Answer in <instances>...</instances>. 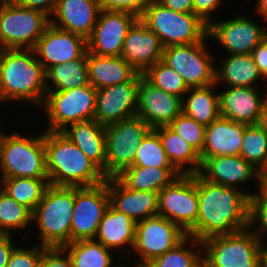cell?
Masks as SVG:
<instances>
[{
    "label": "cell",
    "mask_w": 267,
    "mask_h": 267,
    "mask_svg": "<svg viewBox=\"0 0 267 267\" xmlns=\"http://www.w3.org/2000/svg\"><path fill=\"white\" fill-rule=\"evenodd\" d=\"M250 194L208 181L198 172V216L187 235L200 245L209 237L247 229Z\"/></svg>",
    "instance_id": "6da1fadb"
},
{
    "label": "cell",
    "mask_w": 267,
    "mask_h": 267,
    "mask_svg": "<svg viewBox=\"0 0 267 267\" xmlns=\"http://www.w3.org/2000/svg\"><path fill=\"white\" fill-rule=\"evenodd\" d=\"M44 146L50 185L86 187L106 180L102 170L61 131H47Z\"/></svg>",
    "instance_id": "7a4b0ae2"
},
{
    "label": "cell",
    "mask_w": 267,
    "mask_h": 267,
    "mask_svg": "<svg viewBox=\"0 0 267 267\" xmlns=\"http://www.w3.org/2000/svg\"><path fill=\"white\" fill-rule=\"evenodd\" d=\"M30 52L35 54L34 49H3L0 56V101L13 99L44 103L49 89L45 70Z\"/></svg>",
    "instance_id": "3957f363"
},
{
    "label": "cell",
    "mask_w": 267,
    "mask_h": 267,
    "mask_svg": "<svg viewBox=\"0 0 267 267\" xmlns=\"http://www.w3.org/2000/svg\"><path fill=\"white\" fill-rule=\"evenodd\" d=\"M74 187L49 185L32 213L41 231L42 246L62 248L71 242Z\"/></svg>",
    "instance_id": "277c9868"
},
{
    "label": "cell",
    "mask_w": 267,
    "mask_h": 267,
    "mask_svg": "<svg viewBox=\"0 0 267 267\" xmlns=\"http://www.w3.org/2000/svg\"><path fill=\"white\" fill-rule=\"evenodd\" d=\"M140 20L155 32L163 47L186 45L205 40L208 24L194 13H181L151 0Z\"/></svg>",
    "instance_id": "5b68a950"
},
{
    "label": "cell",
    "mask_w": 267,
    "mask_h": 267,
    "mask_svg": "<svg viewBox=\"0 0 267 267\" xmlns=\"http://www.w3.org/2000/svg\"><path fill=\"white\" fill-rule=\"evenodd\" d=\"M0 164L3 179H49L46 171L44 134L29 139L18 134L1 135Z\"/></svg>",
    "instance_id": "8992f818"
},
{
    "label": "cell",
    "mask_w": 267,
    "mask_h": 267,
    "mask_svg": "<svg viewBox=\"0 0 267 267\" xmlns=\"http://www.w3.org/2000/svg\"><path fill=\"white\" fill-rule=\"evenodd\" d=\"M50 24L48 15L24 8L12 0H0V44L4 49H33Z\"/></svg>",
    "instance_id": "52a82bcc"
},
{
    "label": "cell",
    "mask_w": 267,
    "mask_h": 267,
    "mask_svg": "<svg viewBox=\"0 0 267 267\" xmlns=\"http://www.w3.org/2000/svg\"><path fill=\"white\" fill-rule=\"evenodd\" d=\"M151 130L137 115L105 126L106 178L116 177L133 165L139 145Z\"/></svg>",
    "instance_id": "ba28073f"
},
{
    "label": "cell",
    "mask_w": 267,
    "mask_h": 267,
    "mask_svg": "<svg viewBox=\"0 0 267 267\" xmlns=\"http://www.w3.org/2000/svg\"><path fill=\"white\" fill-rule=\"evenodd\" d=\"M260 233L244 230L202 241L207 255L204 267H259Z\"/></svg>",
    "instance_id": "9c48e42d"
},
{
    "label": "cell",
    "mask_w": 267,
    "mask_h": 267,
    "mask_svg": "<svg viewBox=\"0 0 267 267\" xmlns=\"http://www.w3.org/2000/svg\"><path fill=\"white\" fill-rule=\"evenodd\" d=\"M47 91L43 105L51 123L48 131H63L68 123L94 119L97 89L91 84L62 91Z\"/></svg>",
    "instance_id": "30bf717a"
},
{
    "label": "cell",
    "mask_w": 267,
    "mask_h": 267,
    "mask_svg": "<svg viewBox=\"0 0 267 267\" xmlns=\"http://www.w3.org/2000/svg\"><path fill=\"white\" fill-rule=\"evenodd\" d=\"M198 206V173L181 174L158 193V216L186 234L196 225Z\"/></svg>",
    "instance_id": "8fae6325"
},
{
    "label": "cell",
    "mask_w": 267,
    "mask_h": 267,
    "mask_svg": "<svg viewBox=\"0 0 267 267\" xmlns=\"http://www.w3.org/2000/svg\"><path fill=\"white\" fill-rule=\"evenodd\" d=\"M109 206L107 178L99 185L74 187L71 242L95 239L99 224Z\"/></svg>",
    "instance_id": "7c38bea8"
},
{
    "label": "cell",
    "mask_w": 267,
    "mask_h": 267,
    "mask_svg": "<svg viewBox=\"0 0 267 267\" xmlns=\"http://www.w3.org/2000/svg\"><path fill=\"white\" fill-rule=\"evenodd\" d=\"M203 42L172 45L163 50L162 61L179 73L189 88L215 85L212 57Z\"/></svg>",
    "instance_id": "4fadbf2b"
},
{
    "label": "cell",
    "mask_w": 267,
    "mask_h": 267,
    "mask_svg": "<svg viewBox=\"0 0 267 267\" xmlns=\"http://www.w3.org/2000/svg\"><path fill=\"white\" fill-rule=\"evenodd\" d=\"M187 234L176 224L161 216L136 222L134 249L140 252L142 264H148L181 242Z\"/></svg>",
    "instance_id": "5bb4252c"
},
{
    "label": "cell",
    "mask_w": 267,
    "mask_h": 267,
    "mask_svg": "<svg viewBox=\"0 0 267 267\" xmlns=\"http://www.w3.org/2000/svg\"><path fill=\"white\" fill-rule=\"evenodd\" d=\"M87 39V52L98 56L119 57L128 30L139 19L127 11H104Z\"/></svg>",
    "instance_id": "9a60e30c"
},
{
    "label": "cell",
    "mask_w": 267,
    "mask_h": 267,
    "mask_svg": "<svg viewBox=\"0 0 267 267\" xmlns=\"http://www.w3.org/2000/svg\"><path fill=\"white\" fill-rule=\"evenodd\" d=\"M142 77L143 74L138 73L131 81L98 89L94 119L108 126L136 116L138 87Z\"/></svg>",
    "instance_id": "2e32d148"
},
{
    "label": "cell",
    "mask_w": 267,
    "mask_h": 267,
    "mask_svg": "<svg viewBox=\"0 0 267 267\" xmlns=\"http://www.w3.org/2000/svg\"><path fill=\"white\" fill-rule=\"evenodd\" d=\"M33 49L46 71L53 65L81 58L87 52V40L50 23Z\"/></svg>",
    "instance_id": "e0dca14e"
},
{
    "label": "cell",
    "mask_w": 267,
    "mask_h": 267,
    "mask_svg": "<svg viewBox=\"0 0 267 267\" xmlns=\"http://www.w3.org/2000/svg\"><path fill=\"white\" fill-rule=\"evenodd\" d=\"M137 99L136 115L152 129L168 126L182 112L180 97L153 86L144 77L139 82Z\"/></svg>",
    "instance_id": "ac0fdd59"
},
{
    "label": "cell",
    "mask_w": 267,
    "mask_h": 267,
    "mask_svg": "<svg viewBox=\"0 0 267 267\" xmlns=\"http://www.w3.org/2000/svg\"><path fill=\"white\" fill-rule=\"evenodd\" d=\"M258 26L245 17L222 23L210 22L208 36H214L234 55H248L267 37V31Z\"/></svg>",
    "instance_id": "d6986e66"
},
{
    "label": "cell",
    "mask_w": 267,
    "mask_h": 267,
    "mask_svg": "<svg viewBox=\"0 0 267 267\" xmlns=\"http://www.w3.org/2000/svg\"><path fill=\"white\" fill-rule=\"evenodd\" d=\"M164 47L158 35L150 30L140 18L128 30L121 57L138 73H144L157 61L162 60Z\"/></svg>",
    "instance_id": "ffe728a7"
},
{
    "label": "cell",
    "mask_w": 267,
    "mask_h": 267,
    "mask_svg": "<svg viewBox=\"0 0 267 267\" xmlns=\"http://www.w3.org/2000/svg\"><path fill=\"white\" fill-rule=\"evenodd\" d=\"M107 191L110 205L135 222L158 215V192L131 190L117 177L107 178Z\"/></svg>",
    "instance_id": "44dd1931"
},
{
    "label": "cell",
    "mask_w": 267,
    "mask_h": 267,
    "mask_svg": "<svg viewBox=\"0 0 267 267\" xmlns=\"http://www.w3.org/2000/svg\"><path fill=\"white\" fill-rule=\"evenodd\" d=\"M247 124L219 117L206 126L201 163L216 156H239Z\"/></svg>",
    "instance_id": "7402d4cb"
},
{
    "label": "cell",
    "mask_w": 267,
    "mask_h": 267,
    "mask_svg": "<svg viewBox=\"0 0 267 267\" xmlns=\"http://www.w3.org/2000/svg\"><path fill=\"white\" fill-rule=\"evenodd\" d=\"M100 11L98 0H58L54 14L61 23L59 25L55 20L50 23L87 40L93 32L97 22L96 15Z\"/></svg>",
    "instance_id": "603a6c76"
},
{
    "label": "cell",
    "mask_w": 267,
    "mask_h": 267,
    "mask_svg": "<svg viewBox=\"0 0 267 267\" xmlns=\"http://www.w3.org/2000/svg\"><path fill=\"white\" fill-rule=\"evenodd\" d=\"M253 87H231L219 95L221 117L247 125L257 124L265 100Z\"/></svg>",
    "instance_id": "cb8c5ba5"
},
{
    "label": "cell",
    "mask_w": 267,
    "mask_h": 267,
    "mask_svg": "<svg viewBox=\"0 0 267 267\" xmlns=\"http://www.w3.org/2000/svg\"><path fill=\"white\" fill-rule=\"evenodd\" d=\"M199 173L208 181L227 187H234L236 183L252 179L254 173L258 177L257 169L240 155L207 158L202 163Z\"/></svg>",
    "instance_id": "d4e9b609"
},
{
    "label": "cell",
    "mask_w": 267,
    "mask_h": 267,
    "mask_svg": "<svg viewBox=\"0 0 267 267\" xmlns=\"http://www.w3.org/2000/svg\"><path fill=\"white\" fill-rule=\"evenodd\" d=\"M70 125V131L65 128L61 132L95 163L106 177L105 126L95 119Z\"/></svg>",
    "instance_id": "484cf974"
},
{
    "label": "cell",
    "mask_w": 267,
    "mask_h": 267,
    "mask_svg": "<svg viewBox=\"0 0 267 267\" xmlns=\"http://www.w3.org/2000/svg\"><path fill=\"white\" fill-rule=\"evenodd\" d=\"M89 83L95 89L131 81L138 71L124 58L98 56L87 52Z\"/></svg>",
    "instance_id": "4316f807"
},
{
    "label": "cell",
    "mask_w": 267,
    "mask_h": 267,
    "mask_svg": "<svg viewBox=\"0 0 267 267\" xmlns=\"http://www.w3.org/2000/svg\"><path fill=\"white\" fill-rule=\"evenodd\" d=\"M136 222L111 205L104 213L96 236L98 242L108 249L129 243L134 247Z\"/></svg>",
    "instance_id": "83f0119b"
},
{
    "label": "cell",
    "mask_w": 267,
    "mask_h": 267,
    "mask_svg": "<svg viewBox=\"0 0 267 267\" xmlns=\"http://www.w3.org/2000/svg\"><path fill=\"white\" fill-rule=\"evenodd\" d=\"M180 175L181 173L175 168L130 166L125 168L116 177L131 190L154 191L159 193ZM171 177L175 178L172 179Z\"/></svg>",
    "instance_id": "f1b7e54d"
},
{
    "label": "cell",
    "mask_w": 267,
    "mask_h": 267,
    "mask_svg": "<svg viewBox=\"0 0 267 267\" xmlns=\"http://www.w3.org/2000/svg\"><path fill=\"white\" fill-rule=\"evenodd\" d=\"M159 136L163 149L171 165L181 174H196L200 172L202 163L199 153L194 150L182 137L172 131L168 126L153 129ZM190 163L194 167L182 171L183 164ZM181 171V172H180Z\"/></svg>",
    "instance_id": "f546056e"
},
{
    "label": "cell",
    "mask_w": 267,
    "mask_h": 267,
    "mask_svg": "<svg viewBox=\"0 0 267 267\" xmlns=\"http://www.w3.org/2000/svg\"><path fill=\"white\" fill-rule=\"evenodd\" d=\"M189 88L192 91L186 103L182 102V112L205 127L221 116L219 95H213L211 87Z\"/></svg>",
    "instance_id": "4dcf8cb0"
},
{
    "label": "cell",
    "mask_w": 267,
    "mask_h": 267,
    "mask_svg": "<svg viewBox=\"0 0 267 267\" xmlns=\"http://www.w3.org/2000/svg\"><path fill=\"white\" fill-rule=\"evenodd\" d=\"M260 76H262V74L251 54H232L225 60L219 71L215 69V83L221 78L231 87H252V83Z\"/></svg>",
    "instance_id": "1f68e13d"
},
{
    "label": "cell",
    "mask_w": 267,
    "mask_h": 267,
    "mask_svg": "<svg viewBox=\"0 0 267 267\" xmlns=\"http://www.w3.org/2000/svg\"><path fill=\"white\" fill-rule=\"evenodd\" d=\"M46 80L51 79L54 91L78 88L89 83L87 52L71 62L53 65L45 71Z\"/></svg>",
    "instance_id": "d6a6232c"
},
{
    "label": "cell",
    "mask_w": 267,
    "mask_h": 267,
    "mask_svg": "<svg viewBox=\"0 0 267 267\" xmlns=\"http://www.w3.org/2000/svg\"><path fill=\"white\" fill-rule=\"evenodd\" d=\"M62 249H69L73 267H113L108 248L94 239L73 241Z\"/></svg>",
    "instance_id": "836d02e7"
},
{
    "label": "cell",
    "mask_w": 267,
    "mask_h": 267,
    "mask_svg": "<svg viewBox=\"0 0 267 267\" xmlns=\"http://www.w3.org/2000/svg\"><path fill=\"white\" fill-rule=\"evenodd\" d=\"M2 180L3 186H5L3 191L32 212L43 199L44 193L50 185L49 179L16 177Z\"/></svg>",
    "instance_id": "e575fe53"
},
{
    "label": "cell",
    "mask_w": 267,
    "mask_h": 267,
    "mask_svg": "<svg viewBox=\"0 0 267 267\" xmlns=\"http://www.w3.org/2000/svg\"><path fill=\"white\" fill-rule=\"evenodd\" d=\"M143 77L153 86L167 93L176 95L183 101L182 95L187 92L189 93V87L182 76L162 60L157 61L154 65L149 67L143 73Z\"/></svg>",
    "instance_id": "d590c367"
},
{
    "label": "cell",
    "mask_w": 267,
    "mask_h": 267,
    "mask_svg": "<svg viewBox=\"0 0 267 267\" xmlns=\"http://www.w3.org/2000/svg\"><path fill=\"white\" fill-rule=\"evenodd\" d=\"M132 166L174 168L163 149L158 134L153 129L146 135L139 145Z\"/></svg>",
    "instance_id": "8d00e7d4"
},
{
    "label": "cell",
    "mask_w": 267,
    "mask_h": 267,
    "mask_svg": "<svg viewBox=\"0 0 267 267\" xmlns=\"http://www.w3.org/2000/svg\"><path fill=\"white\" fill-rule=\"evenodd\" d=\"M240 156L258 170L267 158V134L257 125H247ZM257 166V167H256Z\"/></svg>",
    "instance_id": "74e56055"
},
{
    "label": "cell",
    "mask_w": 267,
    "mask_h": 267,
    "mask_svg": "<svg viewBox=\"0 0 267 267\" xmlns=\"http://www.w3.org/2000/svg\"><path fill=\"white\" fill-rule=\"evenodd\" d=\"M32 211L3 190L0 191V228L9 235L10 229L26 227L32 221Z\"/></svg>",
    "instance_id": "f35d334b"
},
{
    "label": "cell",
    "mask_w": 267,
    "mask_h": 267,
    "mask_svg": "<svg viewBox=\"0 0 267 267\" xmlns=\"http://www.w3.org/2000/svg\"><path fill=\"white\" fill-rule=\"evenodd\" d=\"M189 238L190 236L187 235L175 247L148 264L151 267H204V259L201 261L199 255L183 247Z\"/></svg>",
    "instance_id": "ab89813d"
},
{
    "label": "cell",
    "mask_w": 267,
    "mask_h": 267,
    "mask_svg": "<svg viewBox=\"0 0 267 267\" xmlns=\"http://www.w3.org/2000/svg\"><path fill=\"white\" fill-rule=\"evenodd\" d=\"M168 127L182 137L199 154L203 150L206 127L181 112Z\"/></svg>",
    "instance_id": "60d3db41"
},
{
    "label": "cell",
    "mask_w": 267,
    "mask_h": 267,
    "mask_svg": "<svg viewBox=\"0 0 267 267\" xmlns=\"http://www.w3.org/2000/svg\"><path fill=\"white\" fill-rule=\"evenodd\" d=\"M151 0H98L100 10L127 11L138 18L142 16Z\"/></svg>",
    "instance_id": "b9f144b4"
},
{
    "label": "cell",
    "mask_w": 267,
    "mask_h": 267,
    "mask_svg": "<svg viewBox=\"0 0 267 267\" xmlns=\"http://www.w3.org/2000/svg\"><path fill=\"white\" fill-rule=\"evenodd\" d=\"M46 247L41 245V251L38 246L33 249L15 248L8 260L6 267H39L43 250Z\"/></svg>",
    "instance_id": "7bdbcfd3"
},
{
    "label": "cell",
    "mask_w": 267,
    "mask_h": 267,
    "mask_svg": "<svg viewBox=\"0 0 267 267\" xmlns=\"http://www.w3.org/2000/svg\"><path fill=\"white\" fill-rule=\"evenodd\" d=\"M260 194H250L249 196V224L258 219L262 226L261 231H267V192L259 189Z\"/></svg>",
    "instance_id": "ee69618b"
},
{
    "label": "cell",
    "mask_w": 267,
    "mask_h": 267,
    "mask_svg": "<svg viewBox=\"0 0 267 267\" xmlns=\"http://www.w3.org/2000/svg\"><path fill=\"white\" fill-rule=\"evenodd\" d=\"M63 251L64 250L59 247L45 248L39 267H73L69 255L67 258L60 256Z\"/></svg>",
    "instance_id": "f6af8a7d"
},
{
    "label": "cell",
    "mask_w": 267,
    "mask_h": 267,
    "mask_svg": "<svg viewBox=\"0 0 267 267\" xmlns=\"http://www.w3.org/2000/svg\"><path fill=\"white\" fill-rule=\"evenodd\" d=\"M12 1H14L17 5L24 8L40 10L44 12L46 15L54 13L58 3V0H12Z\"/></svg>",
    "instance_id": "bcb514c9"
},
{
    "label": "cell",
    "mask_w": 267,
    "mask_h": 267,
    "mask_svg": "<svg viewBox=\"0 0 267 267\" xmlns=\"http://www.w3.org/2000/svg\"><path fill=\"white\" fill-rule=\"evenodd\" d=\"M220 0H193L194 14L199 16L206 24L209 25V13L215 10Z\"/></svg>",
    "instance_id": "7dc6e473"
},
{
    "label": "cell",
    "mask_w": 267,
    "mask_h": 267,
    "mask_svg": "<svg viewBox=\"0 0 267 267\" xmlns=\"http://www.w3.org/2000/svg\"><path fill=\"white\" fill-rule=\"evenodd\" d=\"M251 56L263 75L262 78H267V37L254 48Z\"/></svg>",
    "instance_id": "c3c4849f"
},
{
    "label": "cell",
    "mask_w": 267,
    "mask_h": 267,
    "mask_svg": "<svg viewBox=\"0 0 267 267\" xmlns=\"http://www.w3.org/2000/svg\"><path fill=\"white\" fill-rule=\"evenodd\" d=\"M162 6L181 13H194L193 0H156Z\"/></svg>",
    "instance_id": "681fc988"
},
{
    "label": "cell",
    "mask_w": 267,
    "mask_h": 267,
    "mask_svg": "<svg viewBox=\"0 0 267 267\" xmlns=\"http://www.w3.org/2000/svg\"><path fill=\"white\" fill-rule=\"evenodd\" d=\"M10 235H6L0 240V267H6L10 256L15 249L11 244Z\"/></svg>",
    "instance_id": "f907efd6"
},
{
    "label": "cell",
    "mask_w": 267,
    "mask_h": 267,
    "mask_svg": "<svg viewBox=\"0 0 267 267\" xmlns=\"http://www.w3.org/2000/svg\"><path fill=\"white\" fill-rule=\"evenodd\" d=\"M259 189H265L267 187V158L263 166L258 170Z\"/></svg>",
    "instance_id": "816d5d0a"
},
{
    "label": "cell",
    "mask_w": 267,
    "mask_h": 267,
    "mask_svg": "<svg viewBox=\"0 0 267 267\" xmlns=\"http://www.w3.org/2000/svg\"><path fill=\"white\" fill-rule=\"evenodd\" d=\"M257 125L267 134V99L263 104L261 113L259 114Z\"/></svg>",
    "instance_id": "f5cc1de1"
},
{
    "label": "cell",
    "mask_w": 267,
    "mask_h": 267,
    "mask_svg": "<svg viewBox=\"0 0 267 267\" xmlns=\"http://www.w3.org/2000/svg\"><path fill=\"white\" fill-rule=\"evenodd\" d=\"M259 267H267V246L264 247V243L261 241L259 247Z\"/></svg>",
    "instance_id": "db71d44e"
},
{
    "label": "cell",
    "mask_w": 267,
    "mask_h": 267,
    "mask_svg": "<svg viewBox=\"0 0 267 267\" xmlns=\"http://www.w3.org/2000/svg\"><path fill=\"white\" fill-rule=\"evenodd\" d=\"M258 12L267 20V0H259Z\"/></svg>",
    "instance_id": "11a10c76"
},
{
    "label": "cell",
    "mask_w": 267,
    "mask_h": 267,
    "mask_svg": "<svg viewBox=\"0 0 267 267\" xmlns=\"http://www.w3.org/2000/svg\"><path fill=\"white\" fill-rule=\"evenodd\" d=\"M5 236H6V234L0 228V240L3 239Z\"/></svg>",
    "instance_id": "9f6ffc18"
},
{
    "label": "cell",
    "mask_w": 267,
    "mask_h": 267,
    "mask_svg": "<svg viewBox=\"0 0 267 267\" xmlns=\"http://www.w3.org/2000/svg\"><path fill=\"white\" fill-rule=\"evenodd\" d=\"M137 267H151L149 264H139Z\"/></svg>",
    "instance_id": "6f0895ef"
},
{
    "label": "cell",
    "mask_w": 267,
    "mask_h": 267,
    "mask_svg": "<svg viewBox=\"0 0 267 267\" xmlns=\"http://www.w3.org/2000/svg\"><path fill=\"white\" fill-rule=\"evenodd\" d=\"M3 47H2V45H0V56H1V53H2V51H3Z\"/></svg>",
    "instance_id": "680465c9"
}]
</instances>
